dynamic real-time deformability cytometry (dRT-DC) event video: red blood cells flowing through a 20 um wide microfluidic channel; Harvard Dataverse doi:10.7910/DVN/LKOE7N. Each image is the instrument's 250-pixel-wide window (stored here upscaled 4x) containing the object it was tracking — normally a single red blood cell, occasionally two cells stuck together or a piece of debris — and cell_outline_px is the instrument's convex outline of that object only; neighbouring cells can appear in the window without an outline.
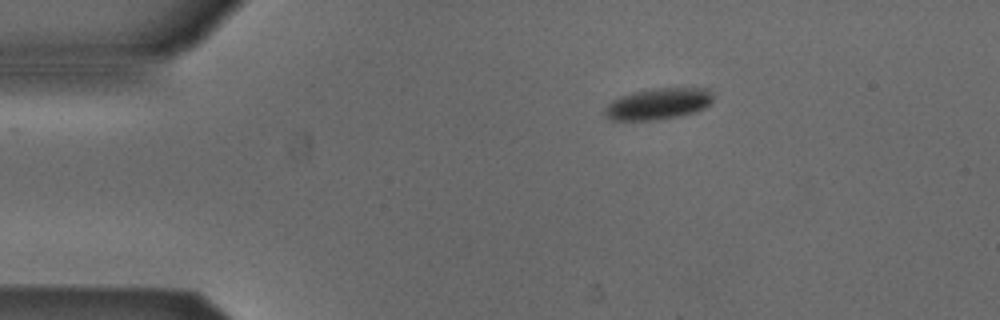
{"species": "Egyptian fruit bat (a non-hibernating species)", "species_latin": "Rousettus aegyptiacus", "temperature_condition": "cold", "stored_images_in_passage": 45, "camera_frame_rate_fps": 3000, "um_per_image_px": 0.085, "animal": {"sex": "male"}, "frame": {"image": 1, "passage_image": 1, "time_ms": 0.0, "image_size_px": [1000, 320], "cell_outline_px": [[712, 100], [704, 108], [696, 112], [680, 116], [656, 120], [608, 120], [604, 116], [604, 108], [612, 100], [620, 96], [636, 92], [656, 88], [708, 88], [712, 96]], "centroid_in_image_um": [55.92, 8.84], "position_along_channel_um": 29.1, "area_um2": 19.77}}
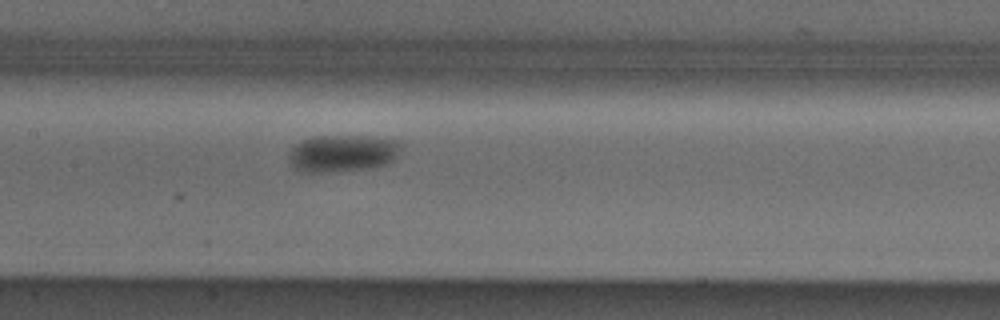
{"frame": {"image": 2, "passage_image": 17, "time_ms": 5.333, "image_size_px": [1000, 320], "cell_outline_px": [[404, 144], [396, 156], [388, 164], [372, 168], [324, 172], [300, 172], [292, 168], [288, 160], [288, 152], [300, 140], [312, 136], [368, 136], [400, 140]], "centroid_in_image_um": [29.1, 13.02], "position_along_channel_um": 178.3, "area_um2": 24.8}}
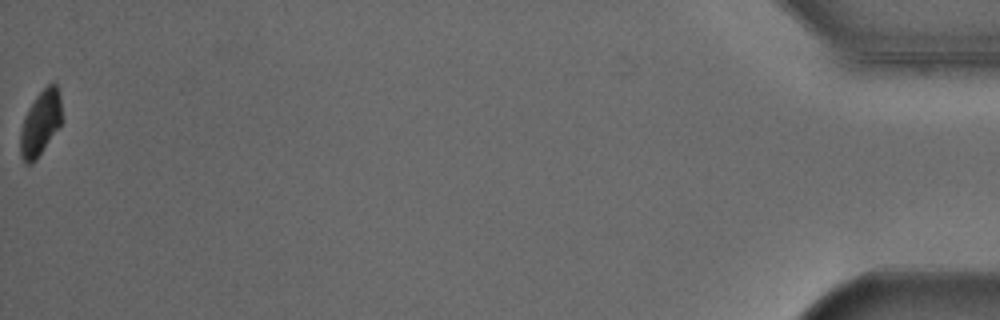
{"frame": {"image": 3, "passage_image": 45, "time_ms": 14.667, "image_size_px": [1000, 320], "cell_outline_px": [[64, 120], [36, 160], [32, 164], [24, 164], [20, 156], [20, 128], [24, 116], [28, 108], [36, 96], [52, 80], [56, 84], [60, 96]], "centroid_in_image_um": [3.45, 10.46], "position_along_channel_um": 431.8, "area_um2": 16.18}, "authors_computed_cell_mechanics": {"area_um2": 21.5016, "velocity_mm_per_s": 3.8409, "shape_relaxation_time_tau1_ms": 2.9891, "shape_relaxation_time_tau2_ms": null, "deformation_change_tau1": 0.07, "deformation_change_tau2": null}}